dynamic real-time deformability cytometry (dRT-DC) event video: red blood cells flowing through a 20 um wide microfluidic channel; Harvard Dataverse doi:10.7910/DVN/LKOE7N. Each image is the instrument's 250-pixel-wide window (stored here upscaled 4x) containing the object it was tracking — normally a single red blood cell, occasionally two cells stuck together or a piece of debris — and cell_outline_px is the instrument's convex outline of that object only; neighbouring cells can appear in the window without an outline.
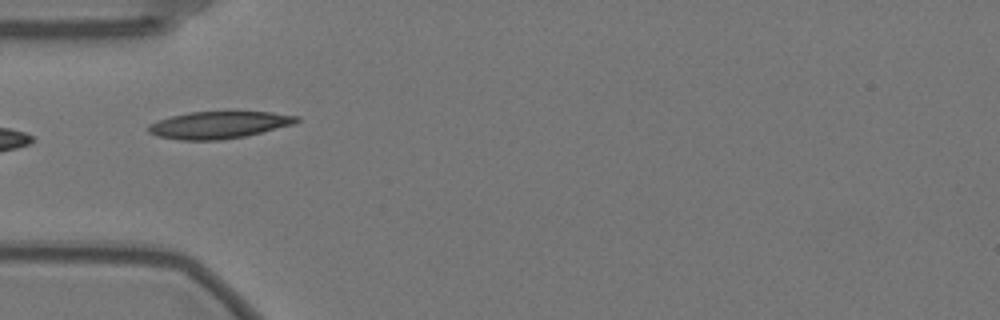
{"species": "Egyptian fruit bat (a non-hibernating species)", "species_latin": "Rousettus aegyptiacus", "temperature_condition": "warm", "stored_images_in_passage": 21, "camera_frame_rate_fps": 3000, "um_per_image_px": 0.085, "animal": {"sex": "female"}, "frame": {"image": 1, "passage_image": 1, "time_ms": 0.0, "image_size_px": [1000, 320], "cell_outline_px": [[300, 120], [292, 124], [244, 136], [220, 140], [180, 140], [156, 136], [148, 132], [148, 124], [156, 120], [188, 112], [272, 112], [300, 116]], "centroid_in_image_um": [18.55, 10.61], "position_along_channel_um": 66.5, "area_um2": 23.29}}